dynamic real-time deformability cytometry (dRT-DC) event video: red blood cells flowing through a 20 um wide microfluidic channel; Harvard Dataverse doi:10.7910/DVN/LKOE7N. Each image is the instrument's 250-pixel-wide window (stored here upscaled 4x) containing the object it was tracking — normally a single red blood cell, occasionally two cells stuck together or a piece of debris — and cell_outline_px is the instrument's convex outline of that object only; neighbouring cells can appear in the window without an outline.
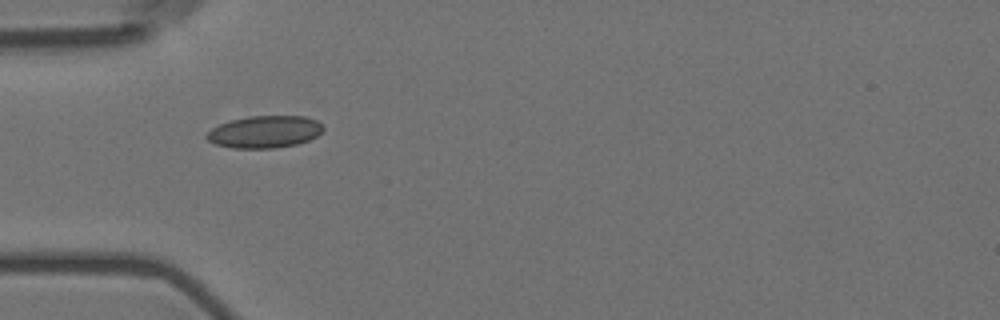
{"species": "Egyptian fruit bat (a non-hibernating species)", "species_latin": "Rousettus aegyptiacus", "temperature_condition": "room temperature", "stored_images_in_passage": 40, "camera_frame_rate_fps": 3000, "um_per_image_px": 0.085, "animal": {"sex": "female"}, "frame": {"image": 1, "passage_image": 1, "time_ms": 0.0, "image_size_px": [1000, 320], "cell_outline_px": [[324, 128], [316, 136], [308, 140], [296, 144], [276, 148], [232, 148], [216, 144], [208, 140], [204, 136], [212, 128], [220, 124], [232, 120], [248, 116], [304, 116], [316, 120]], "centroid_in_image_um": [22.48, 11.2], "position_along_channel_um": 62.5, "area_um2": 21.68}}
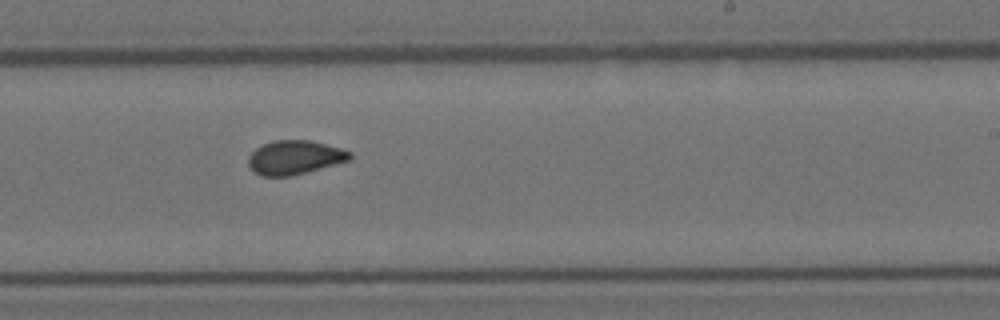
{"frame": {"image": 2, "passage_image": 18, "time_ms": 5.667, "image_size_px": [1000, 320], "cell_outline_px": [[352, 156], [348, 160], [292, 176], [260, 176], [248, 164], [248, 156], [256, 148], [272, 140], [308, 140], [340, 148], [352, 152]], "centroid_in_image_um": [25.02, 13.38], "position_along_channel_um": 264.0, "area_um2": 19.83}}
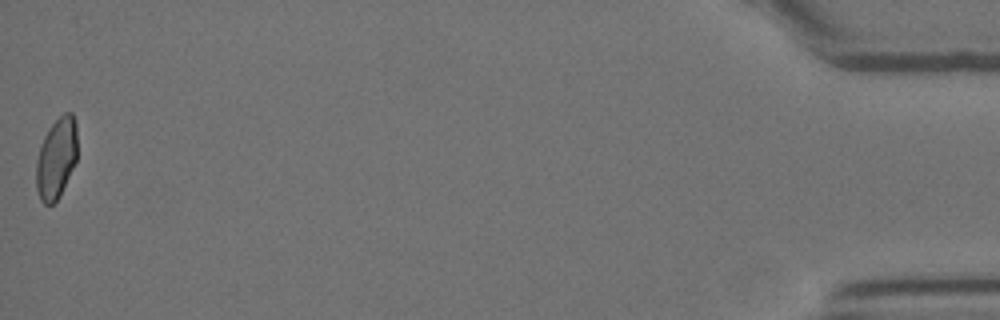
{"frame": {"image": 3, "passage_image": 40, "time_ms": 13.0, "image_size_px": [1000, 320], "cell_outline_px": [[76, 160], [60, 196], [52, 204], [44, 204], [40, 200], [36, 188], [36, 160], [44, 136], [48, 128], [64, 112], [72, 112], [76, 120]], "centroid_in_image_um": [4.78, 13.44], "position_along_channel_um": 430.4, "area_um2": 19.31}, "authors_computed_cell_mechanics": {"area_um2": 20.1722, "velocity_mm_per_s": 3.5822, "shape_relaxation_time_tau1_ms": null, "shape_relaxation_time_tau2_ms": 1.3544, "deformation_change_tau1": null, "deformation_change_tau2": 0.0595}}